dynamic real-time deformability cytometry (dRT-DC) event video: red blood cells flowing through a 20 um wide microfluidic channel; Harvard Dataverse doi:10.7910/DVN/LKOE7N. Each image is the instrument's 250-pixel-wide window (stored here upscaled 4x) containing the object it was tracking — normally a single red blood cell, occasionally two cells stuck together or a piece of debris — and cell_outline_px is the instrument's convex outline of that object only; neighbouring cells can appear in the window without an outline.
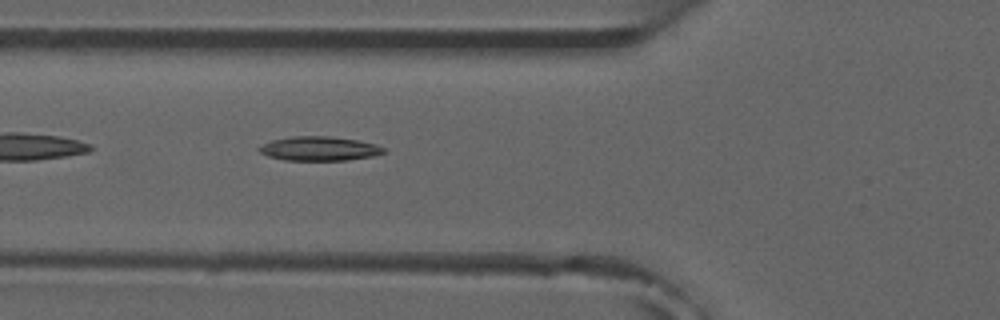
{"species": "common noctule bat (a hibernating species)", "species_latin": "Nyctalus noctula", "temperature_condition": "room temperature", "stored_images_in_passage": 2, "camera_frame_rate_fps": 3000, "um_per_image_px": 0.085, "animal": {"sex": "male", "forearm_length_mm": 52.5}, "frame": {"image": 1, "passage_image": 2, "time_ms": 2.0, "image_size_px": [1000, 320], "cell_outline_px": [[388, 152], [372, 156], [344, 160], [284, 160], [268, 156], [260, 152], [256, 148], [272, 140], [292, 136], [328, 136], [356, 140], [376, 144], [384, 148]], "centroid_in_image_um": [27.13, 12.63], "position_along_channel_um": 98.7, "area_um2": 17.46}}